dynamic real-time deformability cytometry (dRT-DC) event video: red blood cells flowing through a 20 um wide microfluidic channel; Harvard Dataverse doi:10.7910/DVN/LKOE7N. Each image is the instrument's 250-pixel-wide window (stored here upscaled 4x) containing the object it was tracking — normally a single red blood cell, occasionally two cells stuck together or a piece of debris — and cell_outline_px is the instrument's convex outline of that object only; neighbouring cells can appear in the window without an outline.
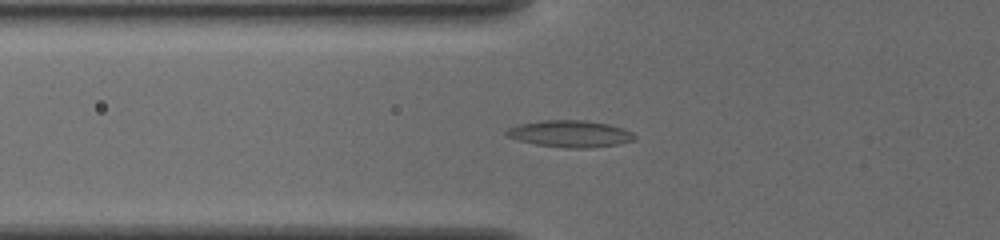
{"species": "common noctule bat (a hibernating species)", "species_latin": "Nyctalus noctula", "temperature_condition": "cold", "stored_images_in_passage": 40, "camera_frame_rate_fps": 3000, "um_per_image_px": 0.085, "animal": {"sex": "female", "body_mass_g": 19.5, "forearm_length_mm": 54.1}, "frame": {"image": 1, "passage_image": 6, "time_ms": 1.667, "image_size_px": [1000, 240], "cell_outline_px": [[636, 140], [616, 144], [588, 148], [568, 148], [536, 144], [504, 136], [504, 132], [508, 128], [520, 124], [544, 120], [584, 120], [608, 124], [624, 128], [632, 132], [636, 136]], "centroid_in_image_um": [48.47, 11.37], "position_along_channel_um": 77.3, "area_um2": 19.94}}
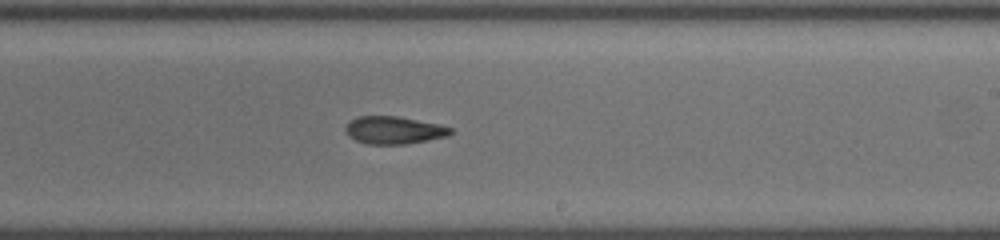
{"frame": {"image": 2, "passage_image": 20, "time_ms": 6.333, "image_size_px": [1000, 240], "cell_outline_px": [[452, 132], [448, 136], [428, 140], [404, 144], [368, 144], [356, 140], [348, 136], [344, 128], [356, 116], [396, 116], [440, 124], [452, 128]], "centroid_in_image_um": [33.49, 11.06], "position_along_channel_um": 255.5, "area_um2": 16.82}}
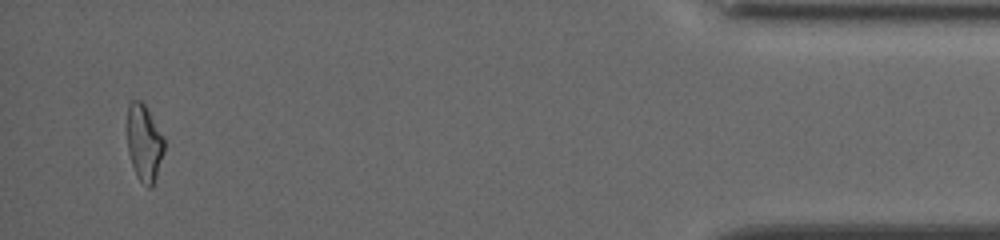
{"frame": {"image": 3, "passage_image": 38, "time_ms": 12.333, "image_size_px": [1000, 240], "cell_outline_px": [[164, 152], [152, 188], [148, 188], [136, 176], [128, 152], [128, 104], [132, 100], [140, 100], [144, 104], [164, 136]], "centroid_in_image_um": [12.26, 12.15], "position_along_channel_um": 422.9, "area_um2": 16.42}}